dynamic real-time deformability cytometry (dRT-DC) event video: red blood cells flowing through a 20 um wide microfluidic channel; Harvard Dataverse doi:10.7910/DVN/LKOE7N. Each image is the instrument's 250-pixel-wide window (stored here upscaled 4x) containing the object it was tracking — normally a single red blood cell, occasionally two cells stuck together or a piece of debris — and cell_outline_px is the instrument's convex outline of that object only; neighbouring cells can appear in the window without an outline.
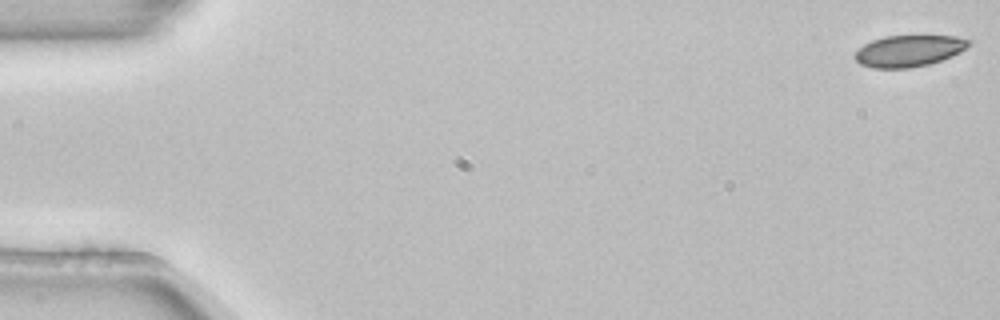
{"species": "common noctule bat (a hibernating species)", "species_latin": "Nyctalus noctula", "temperature_condition": "room temperature", "stored_images_in_passage": 4, "camera_frame_rate_fps": 3000, "um_per_image_px": 0.085, "animal": {"sex": "female", "body_mass_g": 22.7, "forearm_length_mm": 54.2}, "frame": {"image": 1, "passage_image": 1, "time_ms": 0.0, "image_size_px": [1000, 320], "cell_outline_px": [[972, 40], [960, 52], [952, 56], [928, 64], [908, 68], [872, 68], [860, 64], [856, 60], [856, 52], [864, 44], [872, 40], [884, 36], [956, 36]], "centroid_in_image_um": [77.24, 4.32], "position_along_channel_um": 7.8, "area_um2": 20.63}}